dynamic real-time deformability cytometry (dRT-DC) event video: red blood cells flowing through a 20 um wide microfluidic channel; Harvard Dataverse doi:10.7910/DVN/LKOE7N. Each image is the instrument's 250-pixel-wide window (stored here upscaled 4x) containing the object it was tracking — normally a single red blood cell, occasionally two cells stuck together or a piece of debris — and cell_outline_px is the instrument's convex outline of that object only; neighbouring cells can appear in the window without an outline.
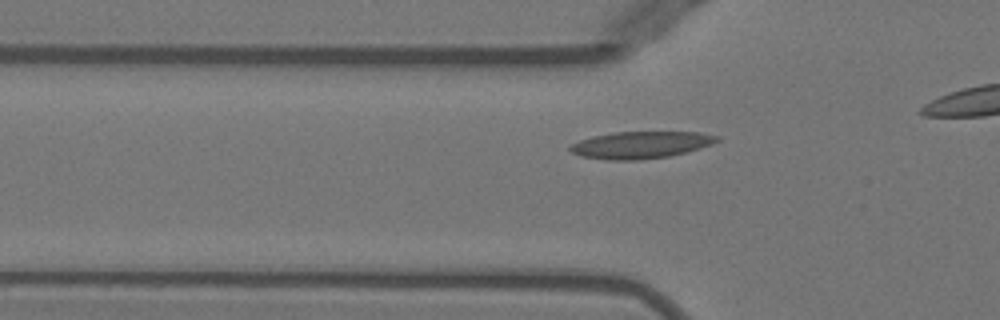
{"species": "Egyptian fruit bat (a non-hibernating species)", "species_latin": "Rousettus aegyptiacus", "temperature_condition": "warm", "stored_images_in_passage": 34, "camera_frame_rate_fps": 3000, "um_per_image_px": 0.085, "animal": {"sex": "female"}, "frame": {"image": 1, "passage_image": 9, "time_ms": 2.667, "image_size_px": [1000, 320], "cell_outline_px": [[720, 140], [712, 144], [700, 148], [668, 156], [640, 160], [608, 160], [580, 156], [572, 152], [568, 148], [568, 144], [592, 136], [616, 132], [700, 132], [720, 136]], "centroid_in_image_um": [54.44, 12.31], "position_along_channel_um": 71.4, "area_um2": 23.18}}
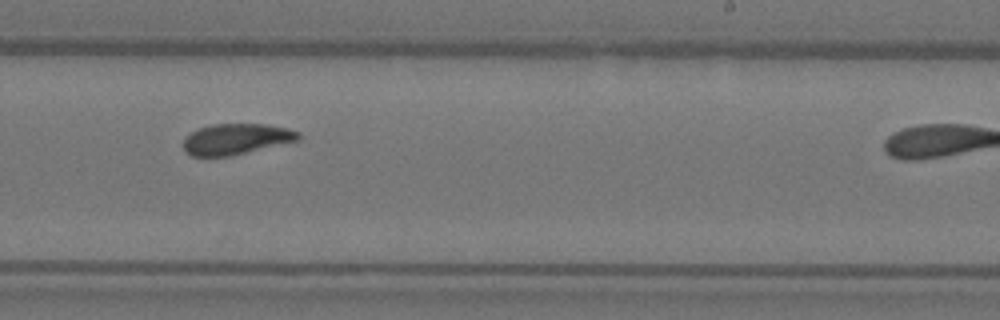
{"frame": {"image": 2, "passage_image": 24, "time_ms": 7.667, "image_size_px": [1000, 320], "cell_outline_px": [[300, 140], [228, 156], [192, 156], [184, 152], [184, 140], [192, 132], [200, 128], [212, 124], [268, 124], [288, 128], [300, 132]], "centroid_in_image_um": [20.1, 11.81], "position_along_channel_um": 268.9, "area_um2": 20.52}}
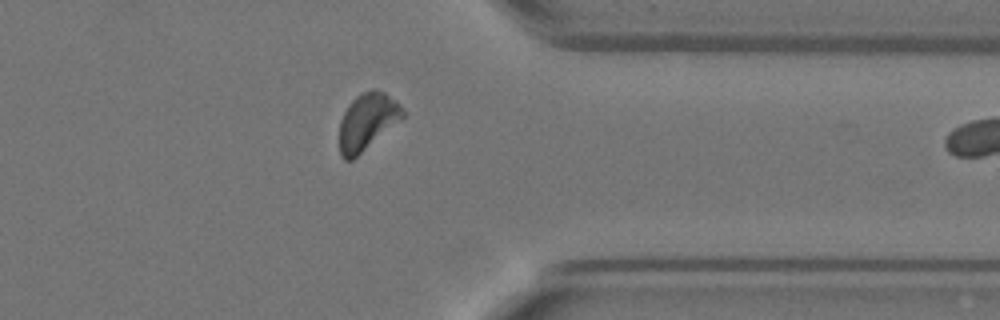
{"frame": {"image": 3, "passage_image": 33, "time_ms": 10.667, "image_size_px": [1000, 320], "cell_outline_px": [[404, 116], [352, 160], [344, 160], [340, 156], [340, 120], [348, 104], [360, 92], [372, 88], [376, 88], [384, 92], [400, 104], [404, 112]], "centroid_in_image_um": [31.19, 10.3], "position_along_channel_um": 380.2, "area_um2": 20.69}}